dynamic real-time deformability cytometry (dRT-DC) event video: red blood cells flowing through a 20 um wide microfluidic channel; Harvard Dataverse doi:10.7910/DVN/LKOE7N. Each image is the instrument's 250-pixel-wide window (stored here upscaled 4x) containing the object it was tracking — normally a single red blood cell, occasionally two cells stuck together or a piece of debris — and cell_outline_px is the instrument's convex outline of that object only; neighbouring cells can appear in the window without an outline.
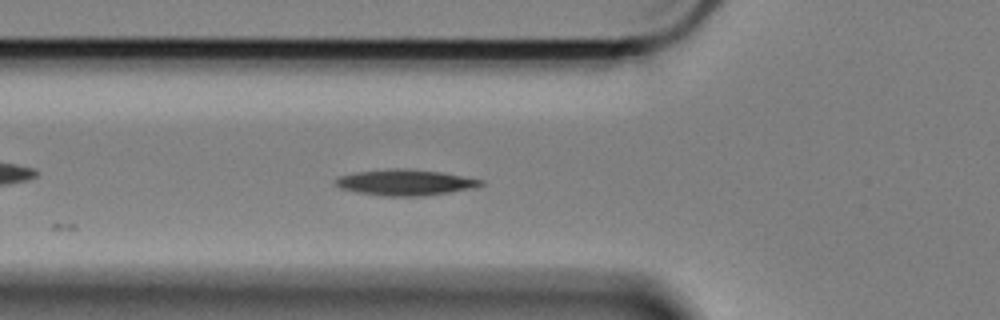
{"species": "Egyptian fruit bat (a non-hibernating species)", "species_latin": "Rousettus aegyptiacus", "temperature_condition": "cold", "stored_images_in_passage": 15, "camera_frame_rate_fps": 3000, "um_per_image_px": 0.085, "animal": {"sex": "female"}, "frame": {"image": 1, "passage_image": 4, "time_ms": 1.0, "image_size_px": [1000, 320], "cell_outline_px": [[484, 184], [476, 188], [420, 196], [384, 196], [356, 192], [340, 188], [332, 184], [332, 180], [336, 176], [356, 172], [392, 168], [408, 168], [440, 172], [484, 180]], "centroid_in_image_um": [34.37, 15.5], "position_along_channel_um": 91.4, "area_um2": 22.2}}
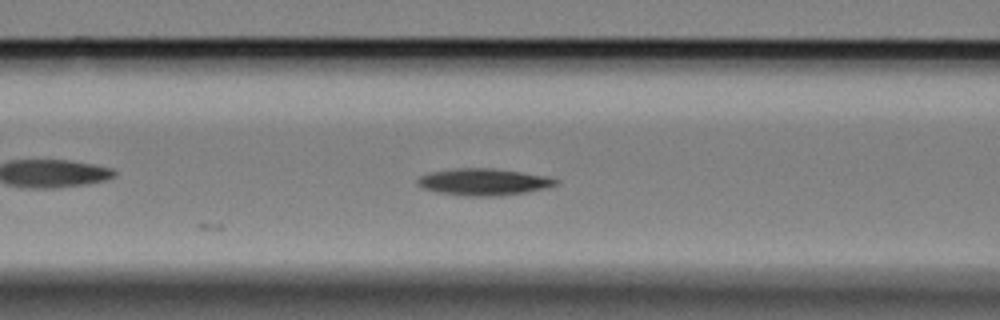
{"frame": {"image": 2, "passage_image": 7, "time_ms": 2.0, "image_size_px": [1000, 320], "cell_outline_px": [[560, 184], [548, 188], [500, 196], [468, 196], [436, 192], [424, 188], [416, 184], [416, 180], [420, 176], [428, 172], [456, 168], [492, 168], [552, 176], [560, 180]], "centroid_in_image_um": [41.16, 15.46], "position_along_channel_um": 125.4, "area_um2": 21.96}}
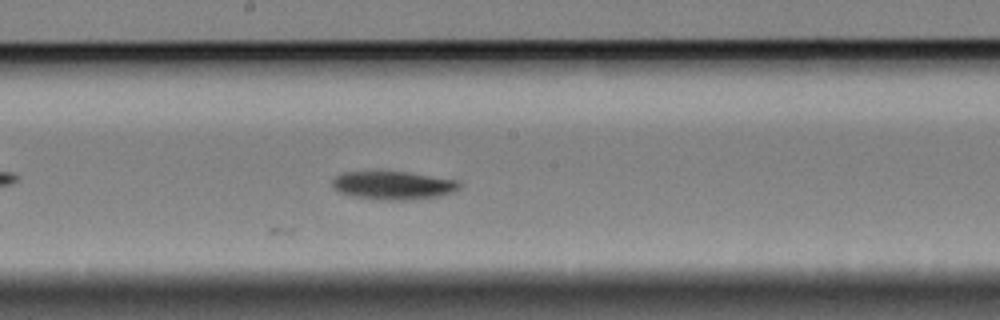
{"frame": {"image": 3, "passage_image": 15, "time_ms": 4.667, "image_size_px": [1000, 320], "cell_outline_px": [[464, 184], [460, 188], [452, 192], [440, 196], [404, 200], [380, 200], [352, 196], [340, 192], [332, 188], [332, 180], [340, 172], [408, 172], [460, 180]], "centroid_in_image_um": [33.46, 15.75], "position_along_channel_um": 214.7, "area_um2": 21.15}}